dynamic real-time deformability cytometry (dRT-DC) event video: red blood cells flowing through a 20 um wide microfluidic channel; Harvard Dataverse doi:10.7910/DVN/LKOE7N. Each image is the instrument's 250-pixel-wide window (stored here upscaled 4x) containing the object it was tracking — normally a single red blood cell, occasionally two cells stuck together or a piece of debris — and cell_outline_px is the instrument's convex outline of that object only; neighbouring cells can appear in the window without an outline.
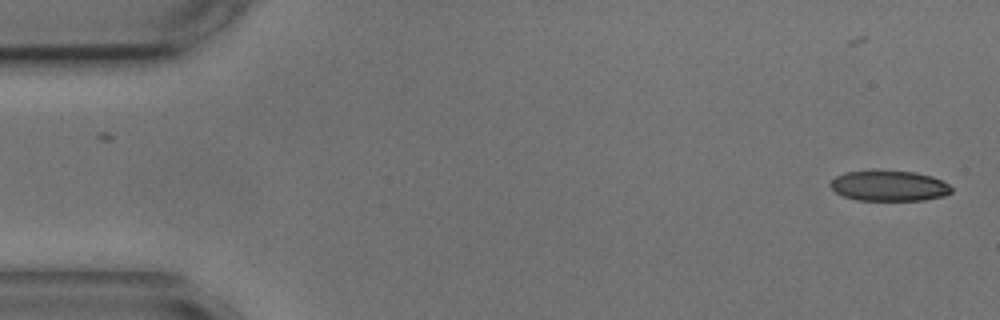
{"species": "common noctule bat (a hibernating species)", "species_latin": "Nyctalus noctula", "temperature_condition": "cold", "stored_images_in_passage": 2, "camera_frame_rate_fps": 3000, "um_per_image_px": 0.085, "animal": {"sex": "male", "body_mass_g": 17.9, "forearm_length_mm": 54.2}, "frame": {"image": 1, "passage_image": 2, "time_ms": 1.333, "image_size_px": [1000, 320], "cell_outline_px": [[952, 192], [944, 196], [924, 200], [856, 200], [844, 196], [836, 192], [828, 184], [836, 176], [844, 172], [916, 172], [932, 176], [948, 184], [952, 188]], "centroid_in_image_um": [75.59, 15.82], "position_along_channel_um": 9.4, "area_um2": 21.1}}